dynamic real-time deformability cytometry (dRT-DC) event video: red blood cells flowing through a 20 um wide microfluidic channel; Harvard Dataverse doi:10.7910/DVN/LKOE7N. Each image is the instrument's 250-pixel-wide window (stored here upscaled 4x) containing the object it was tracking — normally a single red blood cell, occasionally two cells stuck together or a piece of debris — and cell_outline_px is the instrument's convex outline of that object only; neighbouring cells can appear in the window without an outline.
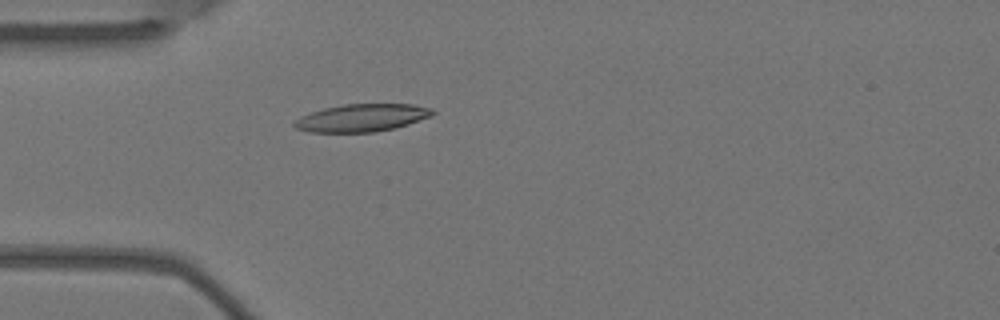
{"species": "Egyptian fruit bat (a non-hibernating species)", "species_latin": "Rousettus aegyptiacus", "temperature_condition": "warm", "stored_images_in_passage": 5, "camera_frame_rate_fps": 3000, "um_per_image_px": 0.085, "animal": {"sex": "female"}, "frame": {"image": 1, "passage_image": 5, "time_ms": 1.333, "image_size_px": [1000, 320], "cell_outline_px": [[436, 112], [432, 116], [408, 124], [376, 132], [308, 132], [296, 128], [292, 124], [300, 116], [324, 108], [344, 104], [412, 104], [432, 108]], "centroid_in_image_um": [30.77, 10.01], "position_along_channel_um": 54.2, "area_um2": 22.2}}